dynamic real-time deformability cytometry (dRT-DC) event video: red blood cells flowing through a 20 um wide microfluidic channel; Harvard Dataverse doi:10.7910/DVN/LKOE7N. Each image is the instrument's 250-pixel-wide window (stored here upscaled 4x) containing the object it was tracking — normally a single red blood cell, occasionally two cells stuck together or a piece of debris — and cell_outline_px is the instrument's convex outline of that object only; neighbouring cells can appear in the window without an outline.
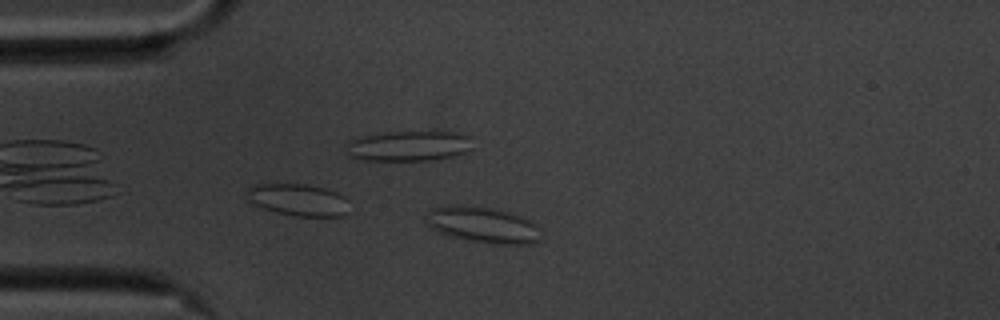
{"species": "common noctule bat (a hibernating species)", "species_latin": "Nyctalus noctula", "temperature_condition": "cold", "stored_images_in_passage": 32, "camera_frame_rate_fps": 3000, "um_per_image_px": 0.085, "animal": {"sex": "male", "body_mass_g": 20.1, "forearm_length_mm": 53.5}, "frame": {"image": 1, "passage_image": 2, "time_ms": 0.333, "image_size_px": [1000, 320], "cell_outline_px": [[540, 240], [528, 244], [496, 244], [472, 240], [440, 232], [432, 228], [424, 220], [424, 216], [432, 208], [452, 204], [496, 208], [528, 220], [536, 224]], "centroid_in_image_um": [41.0, 19.09], "position_along_channel_um": 44.0, "area_um2": 23.64}}
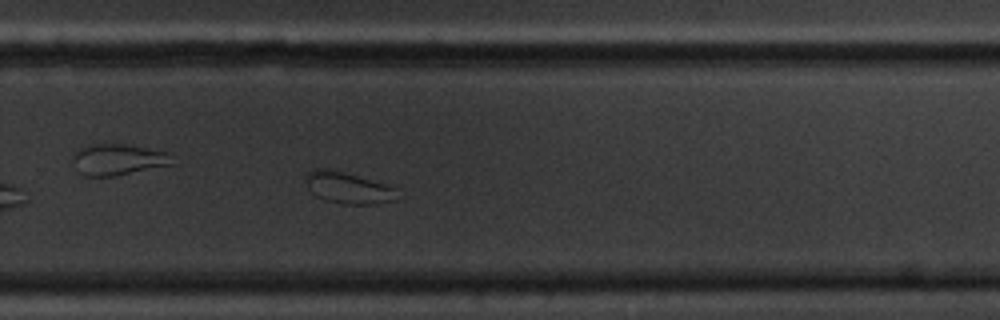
{"frame": {"image": 2, "passage_image": 26, "time_ms": 8.333, "image_size_px": [1000, 320], "cell_outline_px": [[404, 196], [396, 200], [376, 204], [340, 204], [324, 200], [316, 196], [308, 188], [304, 180], [304, 176], [312, 168], [324, 168], [344, 172], [384, 184], [396, 188]], "centroid_in_image_um": [29.61, 15.98], "position_along_channel_um": 300.2, "area_um2": 17.17}}
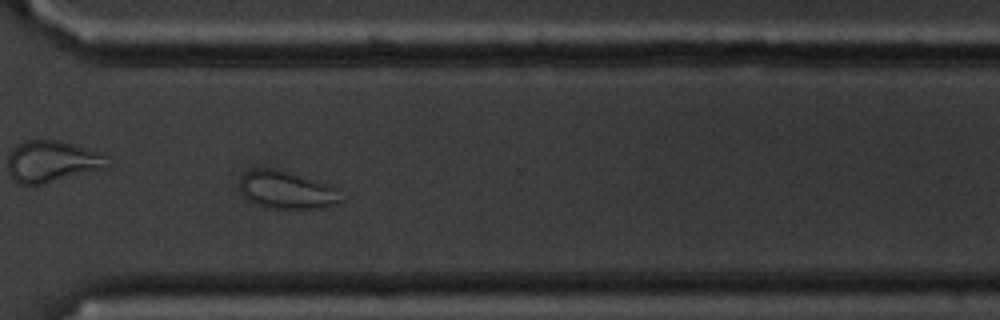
{"frame": {"image": 3, "passage_image": 30, "time_ms": 9.667, "image_size_px": [1000, 320], "cell_outline_px": [[344, 200], [340, 204], [320, 208], [276, 208], [260, 204], [248, 200], [240, 192], [240, 180], [252, 168], [272, 168], [332, 184], [336, 188]], "centroid_in_image_um": [24.44, 16.15], "position_along_channel_um": 346.2, "area_um2": 22.14}, "authors_computed_cell_mechanics": {"area_um2": 16.6464, "velocity_mm_per_s": 3.448, "shape_relaxation_time_tau1_ms": null, "shape_relaxation_time_tau2_ms": 1.6189, "deformation_change_tau1": null, "deformation_change_tau2": 0.0566}}